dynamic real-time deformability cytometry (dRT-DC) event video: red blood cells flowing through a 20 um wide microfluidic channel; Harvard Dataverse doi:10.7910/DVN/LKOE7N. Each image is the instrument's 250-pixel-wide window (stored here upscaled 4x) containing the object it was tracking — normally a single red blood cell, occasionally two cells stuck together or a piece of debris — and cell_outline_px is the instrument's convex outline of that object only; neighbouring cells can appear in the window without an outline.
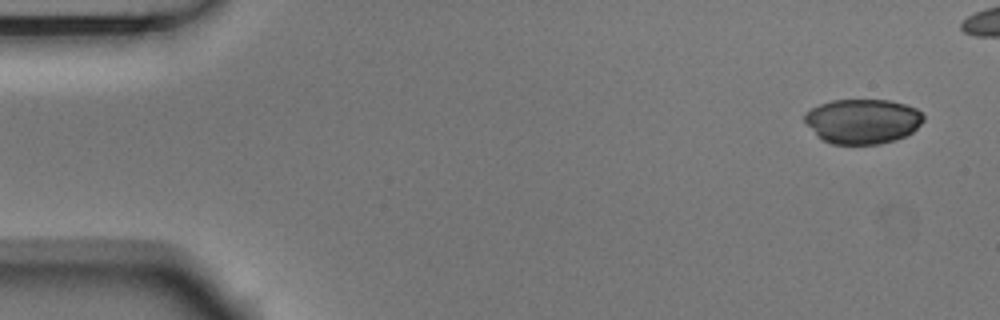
{"species": "Egyptian fruit bat (a non-hibernating species)", "species_latin": "Rousettus aegyptiacus", "temperature_condition": "room temperature", "stored_images_in_passage": 46, "camera_frame_rate_fps": 3000, "um_per_image_px": 0.085, "animal": {"sex": "male"}, "frame": {"image": 1, "passage_image": 1, "time_ms": 0.0, "image_size_px": [1000, 320], "cell_outline_px": [[924, 120], [912, 132], [896, 140], [880, 144], [832, 144], [816, 136], [804, 120], [804, 116], [812, 108], [820, 104], [832, 100], [888, 100], [904, 104], [916, 108], [924, 116]], "centroid_in_image_um": [73.32, 10.31], "position_along_channel_um": 11.7, "area_um2": 30.92}}
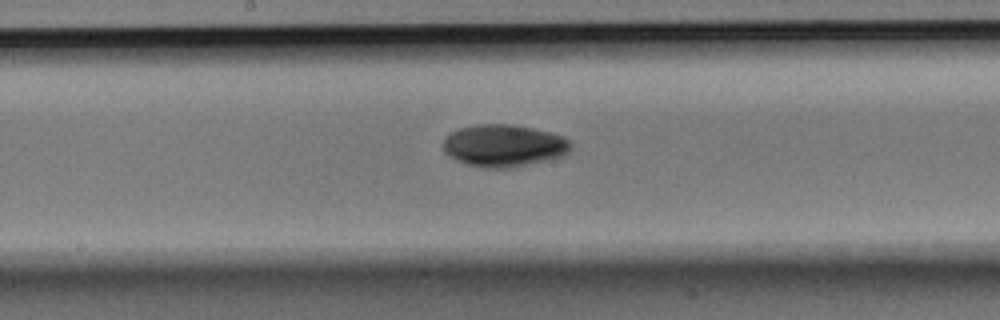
{"frame": {"image": 2, "passage_image": 26, "time_ms": 8.333, "image_size_px": [1000, 320], "cell_outline_px": [[572, 148], [568, 152], [560, 156], [544, 160], [508, 168], [484, 168], [468, 164], [456, 160], [444, 152], [444, 136], [448, 132], [460, 128], [476, 124], [512, 124], [532, 128], [564, 136], [572, 144]], "centroid_in_image_um": [42.79, 12.36], "position_along_channel_um": 205.4, "area_um2": 31.27}}
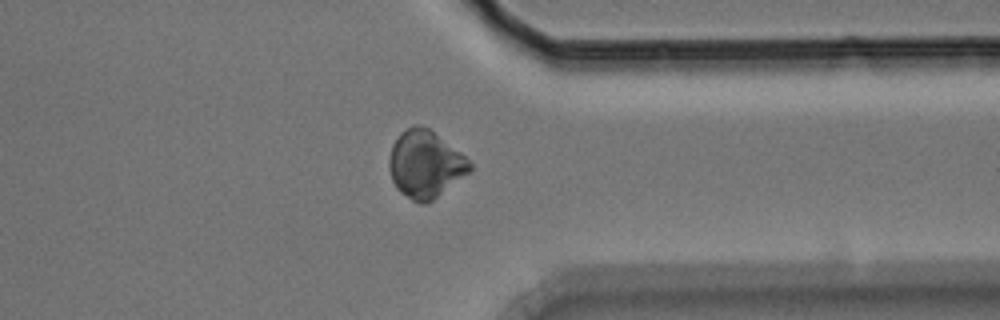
{"frame": {"image": 3, "passage_image": 40, "time_ms": 13.0, "image_size_px": [1000, 320], "cell_outline_px": [[472, 168], [468, 172], [432, 200], [424, 204], [420, 204], [412, 200], [400, 192], [396, 188], [392, 180], [388, 168], [388, 160], [392, 144], [400, 132], [404, 128], [412, 124], [420, 124], [428, 128], [460, 152], [472, 164]], "centroid_in_image_um": [36.08, 13.93], "position_along_channel_um": 375.3, "area_um2": 31.44}}